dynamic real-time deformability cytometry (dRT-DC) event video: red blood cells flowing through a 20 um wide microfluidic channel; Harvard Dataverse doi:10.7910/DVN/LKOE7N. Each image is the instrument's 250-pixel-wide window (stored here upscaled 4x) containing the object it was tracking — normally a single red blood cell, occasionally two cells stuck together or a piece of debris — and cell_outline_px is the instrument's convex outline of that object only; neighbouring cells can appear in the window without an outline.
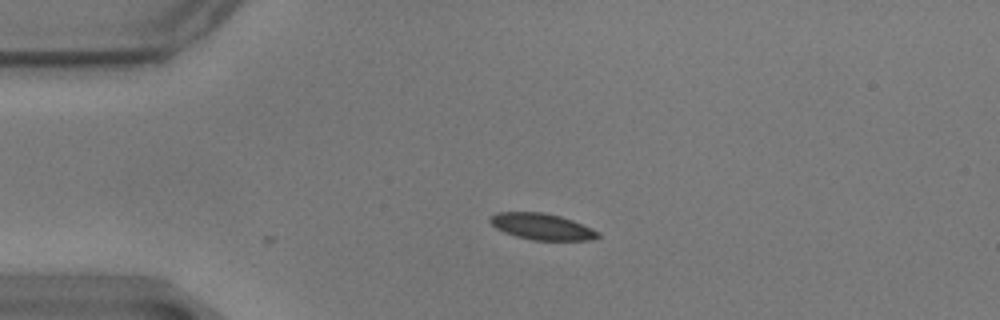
{"species": "common noctule bat (a hibernating species)", "species_latin": "Nyctalus noctula", "temperature_condition": "warm", "stored_images_in_passage": 3, "camera_frame_rate_fps": 3000, "um_per_image_px": 0.085, "animal": {"sex": "male", "body_mass_g": 17.9}, "frame": {"image": 1, "passage_image": 1, "time_ms": 0.0, "image_size_px": [1000, 320], "cell_outline_px": [[600, 236], [592, 240], [532, 240], [516, 236], [504, 232], [496, 228], [488, 220], [496, 212], [544, 212], [560, 216], [572, 220], [600, 232]], "centroid_in_image_um": [46.06, 19.26], "position_along_channel_um": 38.9, "area_um2": 16.47}}